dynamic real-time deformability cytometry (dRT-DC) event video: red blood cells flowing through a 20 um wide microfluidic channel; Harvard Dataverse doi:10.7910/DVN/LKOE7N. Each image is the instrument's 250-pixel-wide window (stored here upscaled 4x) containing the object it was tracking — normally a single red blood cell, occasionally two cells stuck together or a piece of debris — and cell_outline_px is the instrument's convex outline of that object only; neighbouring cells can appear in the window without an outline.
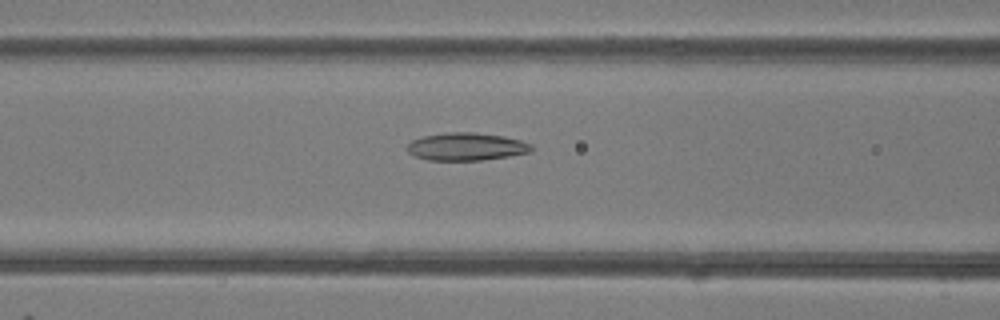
{"species": "common noctule bat (a hibernating species)", "species_latin": "Nyctalus noctula", "temperature_condition": "room temperature", "stored_images_in_passage": 49, "camera_frame_rate_fps": 3000, "um_per_image_px": 0.085, "animal": {"sex": "female"}, "frame": {"image": 1, "passage_image": 20, "time_ms": 6.333, "image_size_px": [1000, 320], "cell_outline_px": [[532, 148], [528, 152], [508, 156], [480, 160], [428, 160], [416, 156], [408, 152], [408, 144], [412, 140], [424, 136], [448, 132], [472, 132], [504, 136], [520, 140], [532, 144]], "centroid_in_image_um": [39.63, 12.46], "position_along_channel_um": 127.0, "area_um2": 19.83}}
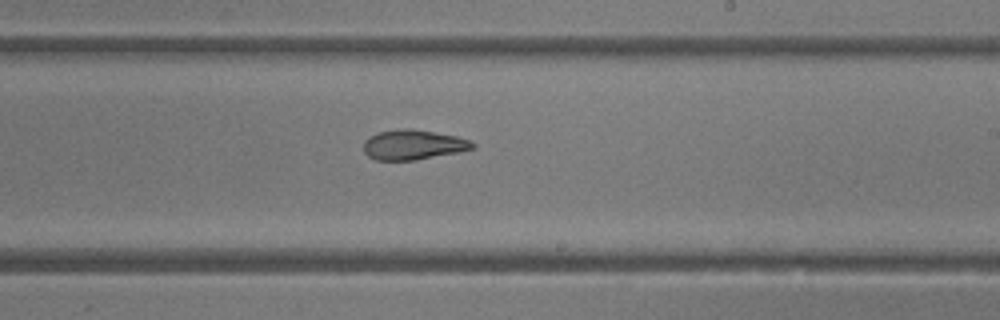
{"frame": {"image": 2, "passage_image": 29, "time_ms": 9.333, "image_size_px": [1000, 320], "cell_outline_px": [[476, 148], [460, 152], [416, 160], [376, 160], [368, 156], [364, 152], [364, 140], [368, 136], [376, 132], [400, 128], [408, 128], [456, 136], [468, 140], [476, 144]], "centroid_in_image_um": [35.1, 12.3], "position_along_channel_um": 253.9, "area_um2": 19.13}}
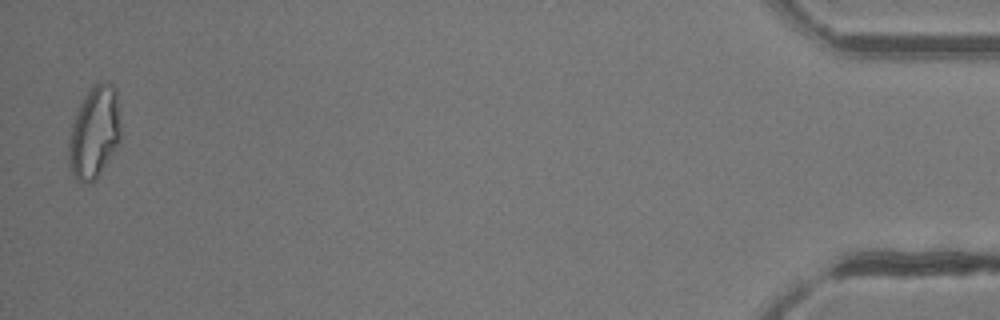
{"frame": {"image": 3, "passage_image": 48, "time_ms": 15.667, "image_size_px": [1000, 320], "cell_outline_px": [[120, 140], [96, 176], [92, 180], [84, 184], [76, 180], [68, 164], [68, 144], [72, 124], [76, 112], [80, 104], [88, 92], [96, 84], [104, 80], [108, 80], [116, 88], [120, 128]], "centroid_in_image_um": [8.0, 11.22], "position_along_channel_um": 427.2, "area_um2": 27.34}, "authors_computed_cell_mechanics": {"area_um2": 21.8484, "velocity_mm_per_s": 4.2333, "shape_relaxation_time_tau1_ms": null, "shape_relaxation_time_tau2_ms": 1.8782, "deformation_change_tau1": null, "deformation_change_tau2": 0.0899}}